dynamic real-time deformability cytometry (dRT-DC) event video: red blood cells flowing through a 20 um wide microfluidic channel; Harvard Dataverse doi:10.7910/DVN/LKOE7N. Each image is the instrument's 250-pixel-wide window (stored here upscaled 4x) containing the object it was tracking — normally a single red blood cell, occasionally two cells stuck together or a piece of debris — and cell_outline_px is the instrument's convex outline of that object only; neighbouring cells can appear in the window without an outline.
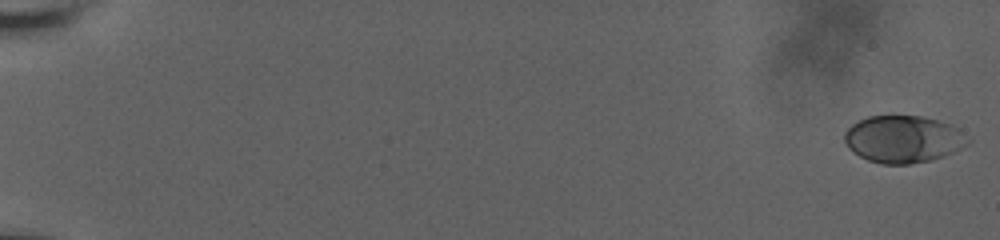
{"species": "human", "species_latin": "Homo sapiens", "temperature_condition": "room temperature", "stored_images_in_passage": 4, "camera_frame_rate_fps": 3000, "um_per_image_px": 0.085, "donor": {"sex": "male"}, "frame": {"image": 1, "passage_image": 1, "time_ms": 0.0, "image_size_px": [1000, 240], "cell_outline_px": [[972, 140], [968, 144], [944, 156], [932, 160], [908, 164], [880, 164], [868, 160], [852, 152], [848, 148], [844, 140], [844, 132], [852, 124], [868, 116], [924, 116], [952, 124], [960, 128]], "centroid_in_image_um": [76.8, 11.82], "position_along_channel_um": 8.2, "area_um2": 34.28}}